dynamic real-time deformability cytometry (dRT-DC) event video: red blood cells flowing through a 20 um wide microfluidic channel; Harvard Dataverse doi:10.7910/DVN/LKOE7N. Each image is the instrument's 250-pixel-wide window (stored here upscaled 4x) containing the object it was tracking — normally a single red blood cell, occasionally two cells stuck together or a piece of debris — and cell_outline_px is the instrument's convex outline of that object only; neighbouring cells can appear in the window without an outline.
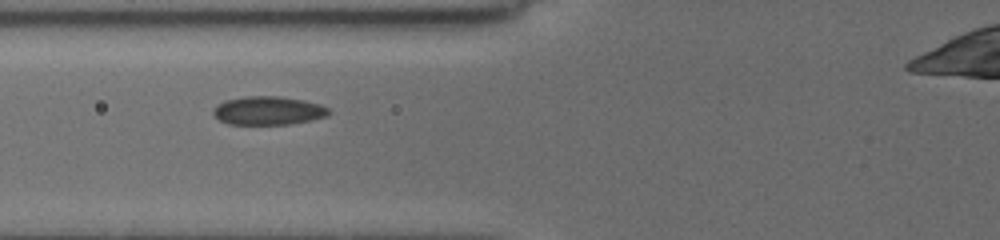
{"species": "common noctule bat (a hibernating species)", "species_latin": "Nyctalus noctula", "temperature_condition": "cold", "stored_images_in_passage": 3, "camera_frame_rate_fps": 3000, "um_per_image_px": 0.085, "animal": {"sex": "female", "body_mass_g": 19.5, "forearm_length_mm": 54.1}, "frame": {"image": 1, "passage_image": 2, "time_ms": 1.0, "image_size_px": [1000, 240], "cell_outline_px": [[332, 112], [328, 116], [288, 124], [228, 124], [220, 120], [212, 112], [224, 100], [244, 96], [280, 96], [304, 100], [320, 104], [328, 108]], "centroid_in_image_um": [22.83, 9.39], "position_along_channel_um": 103.0, "area_um2": 19.07}}
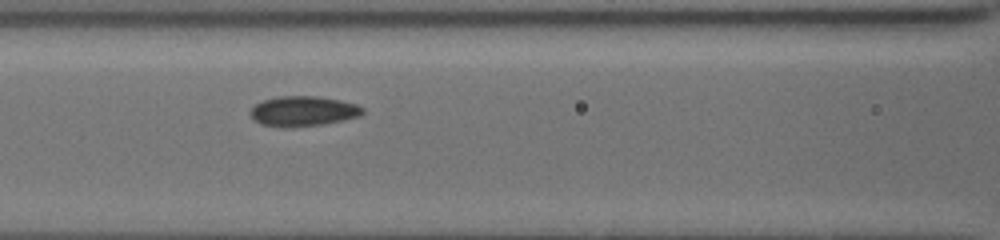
{"frame": {"image": 2, "passage_image": 3, "time_ms": 2.0, "image_size_px": [1000, 240], "cell_outline_px": [[364, 112], [360, 116], [344, 120], [320, 124], [292, 128], [284, 128], [260, 124], [248, 112], [256, 104], [264, 100], [276, 96], [320, 96], [340, 100], [356, 104], [364, 108]], "centroid_in_image_um": [25.77, 9.45], "position_along_channel_um": 140.8, "area_um2": 19.83}}